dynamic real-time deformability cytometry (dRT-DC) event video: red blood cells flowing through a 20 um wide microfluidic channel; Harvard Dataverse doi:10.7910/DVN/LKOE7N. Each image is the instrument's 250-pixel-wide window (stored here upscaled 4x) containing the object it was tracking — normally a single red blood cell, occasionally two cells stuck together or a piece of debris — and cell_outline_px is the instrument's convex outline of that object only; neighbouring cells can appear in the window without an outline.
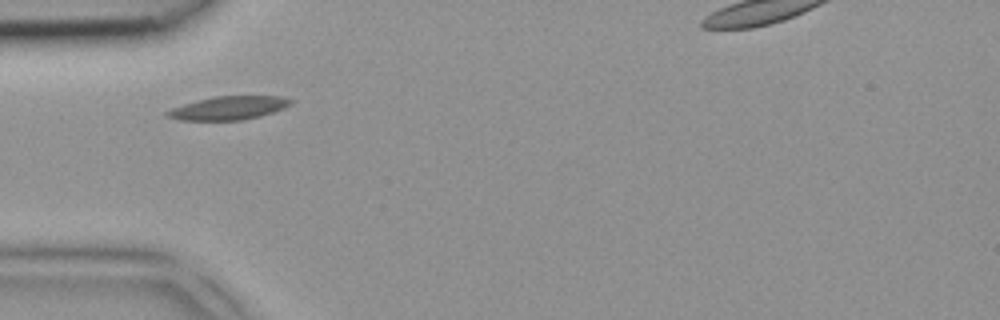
{"species": "common noctule bat (a hibernating species)", "species_latin": "Nyctalus noctula", "temperature_condition": "room temperature", "stored_images_in_passage": 2, "camera_frame_rate_fps": 3000, "um_per_image_px": 0.085, "animal": {"sex": "female", "body_mass_g": 18.4}, "frame": {"image": 1, "passage_image": 1, "time_ms": 0.0, "image_size_px": [1000, 320], "cell_outline_px": [[292, 104], [284, 108], [260, 116], [240, 120], [180, 120], [168, 116], [164, 112], [172, 108], [196, 100], [216, 96], [280, 96], [292, 100]], "centroid_in_image_um": [19.43, 9.17], "position_along_channel_um": 65.6, "area_um2": 16.7}}